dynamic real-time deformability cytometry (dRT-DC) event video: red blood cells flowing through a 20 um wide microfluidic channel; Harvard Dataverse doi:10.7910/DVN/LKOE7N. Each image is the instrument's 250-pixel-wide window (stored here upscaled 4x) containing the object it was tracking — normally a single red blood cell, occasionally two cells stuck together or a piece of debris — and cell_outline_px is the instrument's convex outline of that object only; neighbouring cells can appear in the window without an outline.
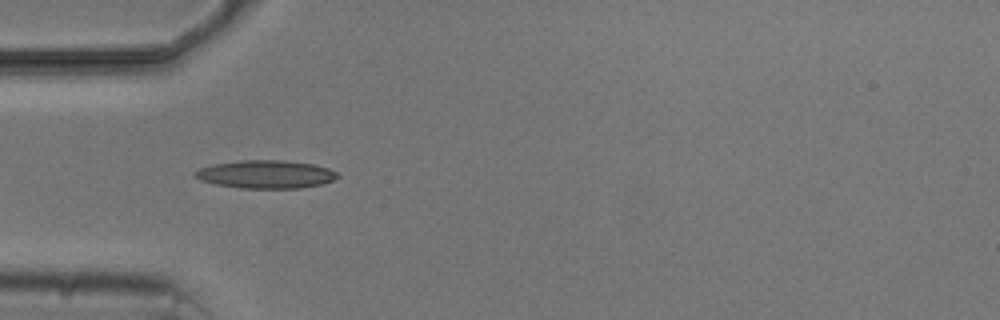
{"species": "common noctule bat (a hibernating species)", "species_latin": "Nyctalus noctula", "temperature_condition": "cold", "stored_images_in_passage": 2, "camera_frame_rate_fps": 3000, "um_per_image_px": 0.085, "animal": {"sex": "male", "body_mass_g": 20.5, "forearm_length_mm": 52.5}, "frame": {"image": 1, "passage_image": 1, "time_ms": 0.0, "image_size_px": [1000, 320], "cell_outline_px": [[340, 176], [332, 180], [320, 184], [300, 188], [240, 188], [216, 184], [200, 180], [192, 172], [200, 168], [212, 164], [244, 160], [284, 160], [312, 164], [328, 168], [336, 172]], "centroid_in_image_um": [22.57, 14.81], "position_along_channel_um": 62.4, "area_um2": 23.18}}
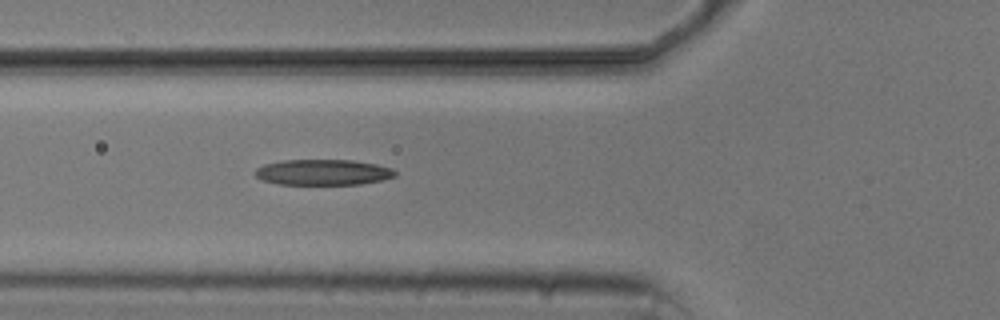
{"frame": {"image": 2, "passage_image": 2, "time_ms": 1.0, "image_size_px": [1000, 320], "cell_outline_px": [[396, 176], [380, 180], [360, 184], [280, 184], [260, 180], [256, 176], [256, 168], [264, 164], [280, 160], [352, 160], [376, 164], [392, 168], [396, 172]], "centroid_in_image_um": [27.44, 14.63], "position_along_channel_um": 98.4, "area_um2": 20.92}}